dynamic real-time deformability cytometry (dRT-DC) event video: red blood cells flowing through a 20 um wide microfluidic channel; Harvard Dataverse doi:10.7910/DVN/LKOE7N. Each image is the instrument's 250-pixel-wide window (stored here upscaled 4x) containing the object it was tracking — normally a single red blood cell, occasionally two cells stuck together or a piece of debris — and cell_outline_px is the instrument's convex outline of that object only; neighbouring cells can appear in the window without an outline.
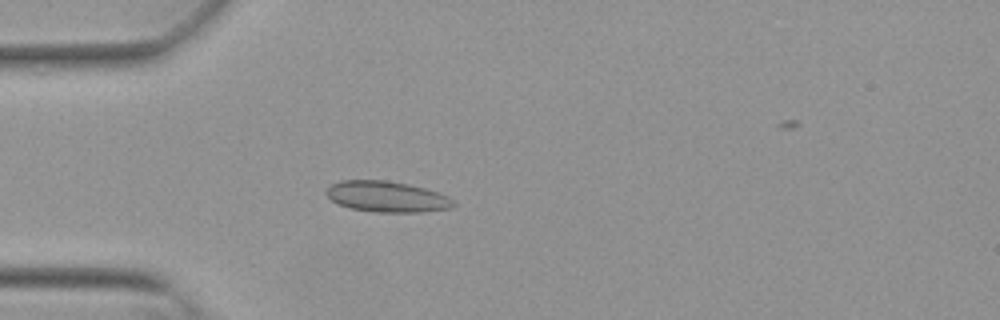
{"species": "Egyptian fruit bat (a non-hibernating species)", "species_latin": "Rousettus aegyptiacus", "temperature_condition": "warm", "stored_images_in_passage": 33, "camera_frame_rate_fps": 3000, "um_per_image_px": 0.085, "animal": {"sex": "female"}, "frame": {"image": 1, "passage_image": 5, "time_ms": 1.333, "image_size_px": [1000, 320], "cell_outline_px": [[456, 204], [452, 208], [420, 212], [372, 212], [352, 208], [340, 204], [332, 200], [324, 192], [332, 184], [340, 180], [384, 180], [408, 184], [424, 188], [448, 196]], "centroid_in_image_um": [32.89, 16.72], "position_along_channel_um": 52.1, "area_um2": 22.72}}
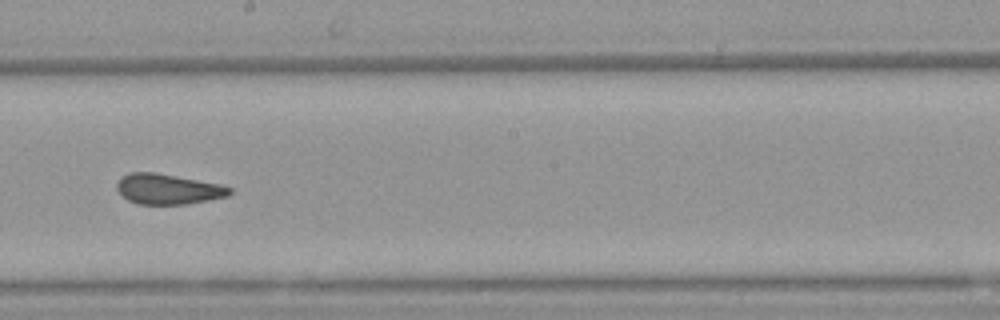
{"frame": {"image": 2, "passage_image": 20, "time_ms": 6.333, "image_size_px": [1000, 320], "cell_outline_px": [[232, 192], [228, 196], [188, 204], [136, 204], [128, 200], [116, 188], [116, 184], [124, 176], [132, 172], [152, 172], [220, 184], [232, 188]], "centroid_in_image_um": [14.3, 16.08], "position_along_channel_um": 233.9, "area_um2": 19.65}}
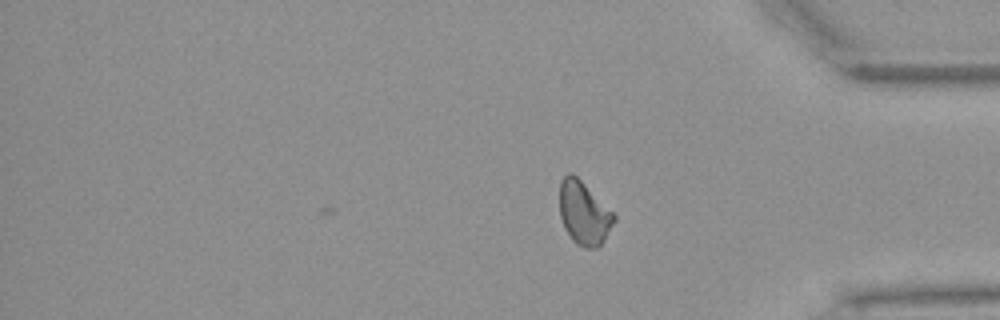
{"frame": {"image": 3, "passage_image": 33, "time_ms": 10.667, "image_size_px": [1000, 320], "cell_outline_px": [[616, 220], [604, 240], [596, 248], [584, 248], [576, 244], [572, 240], [564, 228], [560, 216], [560, 180], [568, 172], [572, 172], [616, 216]], "centroid_in_image_um": [49.61, 18.13], "position_along_channel_um": 385.6, "area_um2": 19.88}, "authors_computed_cell_mechanics": {"area_um2": 20.4034, "velocity_mm_per_s": 3.8381, "shape_relaxation_time_tau1_ms": null, "shape_relaxation_time_tau2_ms": 1.0638, "deformation_change_tau1": null, "deformation_change_tau2": 0.041}}